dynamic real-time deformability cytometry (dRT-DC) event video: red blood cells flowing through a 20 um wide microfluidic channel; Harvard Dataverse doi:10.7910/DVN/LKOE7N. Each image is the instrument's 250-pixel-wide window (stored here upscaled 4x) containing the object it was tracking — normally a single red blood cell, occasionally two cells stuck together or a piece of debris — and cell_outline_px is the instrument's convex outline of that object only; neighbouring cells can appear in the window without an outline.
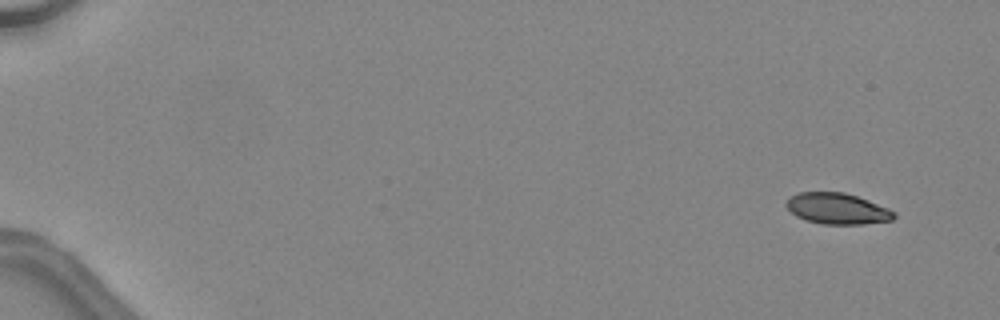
{"species": "common noctule bat (a hibernating species)", "species_latin": "Nyctalus noctula", "temperature_condition": "warm", "stored_images_in_passage": 45, "camera_frame_rate_fps": 3000, "um_per_image_px": 0.085, "animal": {"sex": "female", "body_mass_g": 24.6, "forearm_length_mm": 56.2}, "frame": {"image": 1, "passage_image": 1, "time_ms": 0.0, "image_size_px": [1000, 320], "cell_outline_px": [[896, 216], [892, 220], [864, 224], [820, 224], [796, 216], [784, 204], [792, 196], [800, 192], [844, 192], [868, 200], [888, 208], [896, 212]], "centroid_in_image_um": [71.2, 17.74], "position_along_channel_um": 13.8, "area_um2": 19.36}}
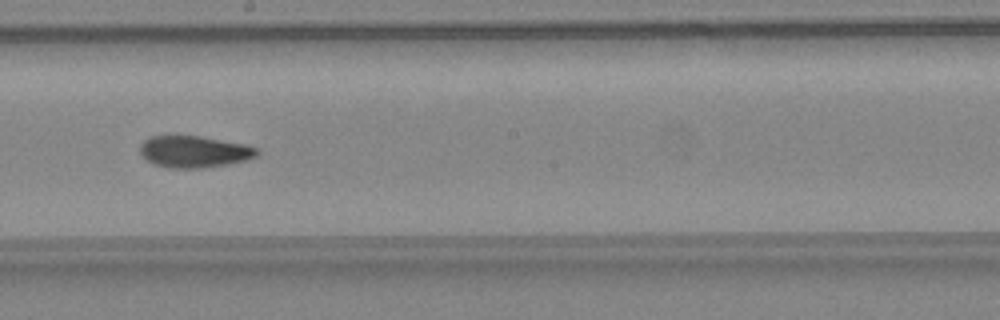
{"frame": {"image": 2, "passage_image": 27, "time_ms": 8.667, "image_size_px": [1000, 320], "cell_outline_px": [[260, 152], [256, 156], [248, 160], [228, 164], [204, 168], [168, 168], [152, 164], [140, 152], [140, 144], [144, 140], [152, 136], [200, 136], [244, 144], [256, 148]], "centroid_in_image_um": [16.51, 12.9], "position_along_channel_um": 231.7, "area_um2": 21.62}}
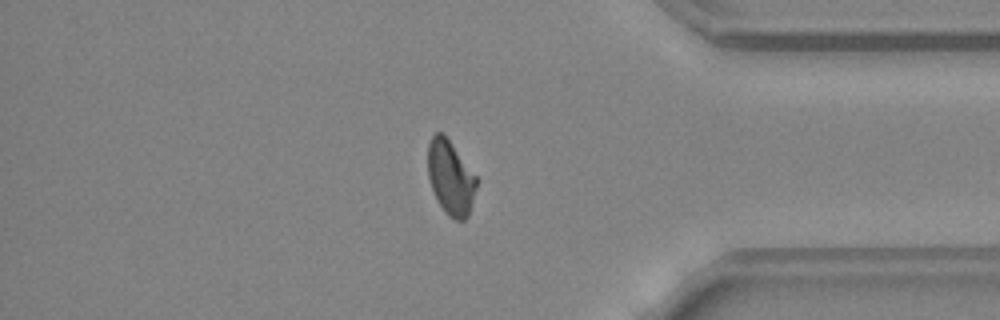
{"frame": {"image": 3, "passage_image": 39, "time_ms": 12.667, "image_size_px": [1000, 320], "cell_outline_px": [[480, 180], [468, 216], [464, 220], [456, 220], [448, 216], [444, 212], [432, 188], [428, 176], [428, 144], [432, 136], [436, 132], [444, 132]], "centroid_in_image_um": [38.33, 15.08], "position_along_channel_um": 396.9, "area_um2": 21.44}, "authors_computed_cell_mechanics": {"area_um2": 21.5016, "velocity_mm_per_s": 4.5471, "shape_relaxation_time_tau1_ms": 9.7517, "shape_relaxation_time_tau2_ms": 2.4855, "deformation_change_tau1": 0.2427, "deformation_change_tau2": 0.0809}}